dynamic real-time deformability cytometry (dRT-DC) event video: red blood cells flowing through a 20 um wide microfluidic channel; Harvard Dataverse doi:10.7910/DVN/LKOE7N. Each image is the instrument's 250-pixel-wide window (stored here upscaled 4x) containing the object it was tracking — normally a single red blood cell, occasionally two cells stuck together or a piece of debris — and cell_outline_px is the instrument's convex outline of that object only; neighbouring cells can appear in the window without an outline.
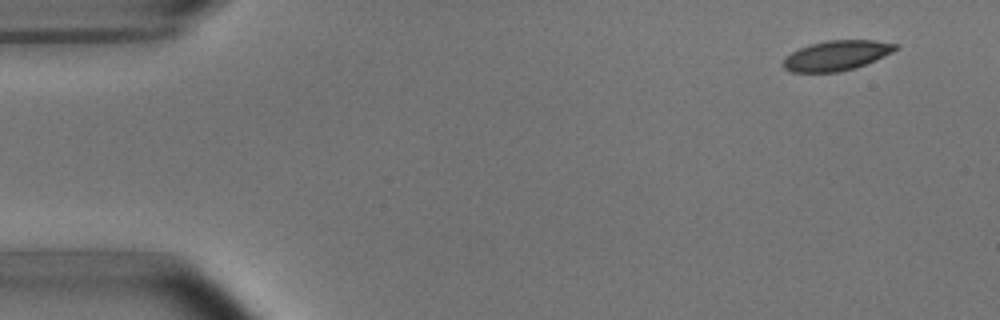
{"species": "common noctule bat (a hibernating species)", "species_latin": "Nyctalus noctula", "temperature_condition": "room temperature", "stored_images_in_passage": 6, "camera_frame_rate_fps": 3000, "um_per_image_px": 0.085, "animal": {"sex": "male", "body_mass_g": 15.6}, "frame": {"image": 1, "passage_image": 1, "time_ms": 0.0, "image_size_px": [1000, 320], "cell_outline_px": [[896, 48], [892, 52], [884, 56], [856, 68], [836, 72], [792, 72], [784, 68], [784, 60], [792, 52], [800, 48], [812, 44], [828, 40], [872, 40], [896, 44]], "centroid_in_image_um": [71.1, 4.72], "position_along_channel_um": 13.9, "area_um2": 19.19}}
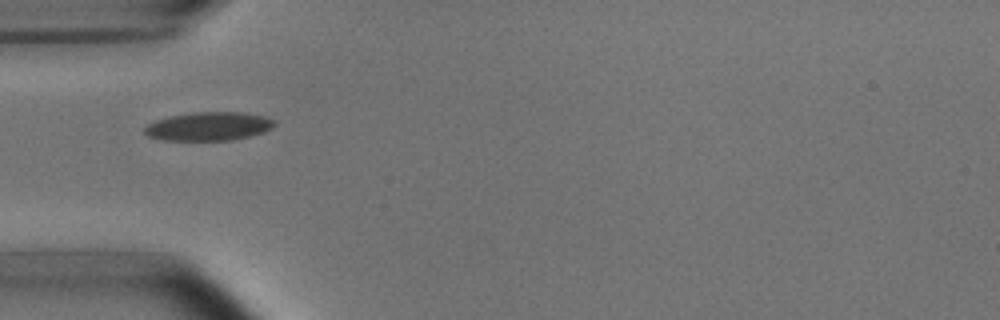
{"frame": {"image": 2, "passage_image": 4, "time_ms": 4.333, "image_size_px": [1000, 320], "cell_outline_px": [[276, 124], [272, 128], [264, 132], [232, 140], [164, 140], [148, 136], [144, 132], [144, 128], [148, 124], [156, 120], [172, 116], [192, 112], [244, 112], [264, 116], [272, 120]], "centroid_in_image_um": [17.74, 10.73], "position_along_channel_um": 67.3, "area_um2": 21.5}}
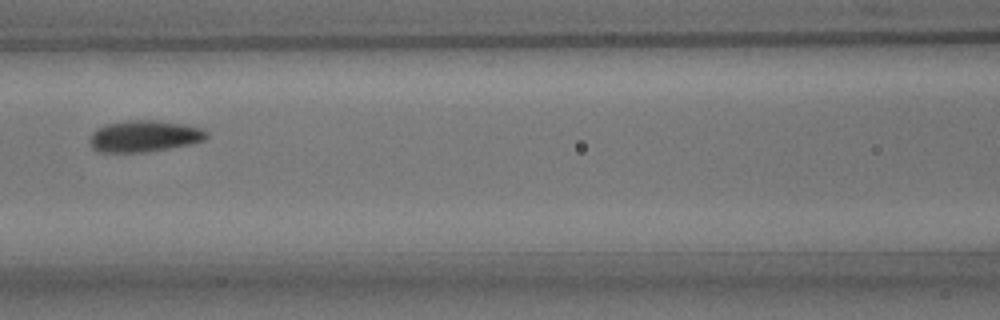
{"frame": {"image": 3, "passage_image": 6, "time_ms": 6.667, "image_size_px": [1000, 320], "cell_outline_px": [[208, 136], [204, 140], [188, 144], [148, 152], [96, 152], [92, 148], [92, 132], [104, 124], [128, 120], [156, 120], [184, 124], [204, 128], [208, 132]], "centroid_in_image_um": [12.29, 11.56], "position_along_channel_um": 154.3, "area_um2": 21.44}}